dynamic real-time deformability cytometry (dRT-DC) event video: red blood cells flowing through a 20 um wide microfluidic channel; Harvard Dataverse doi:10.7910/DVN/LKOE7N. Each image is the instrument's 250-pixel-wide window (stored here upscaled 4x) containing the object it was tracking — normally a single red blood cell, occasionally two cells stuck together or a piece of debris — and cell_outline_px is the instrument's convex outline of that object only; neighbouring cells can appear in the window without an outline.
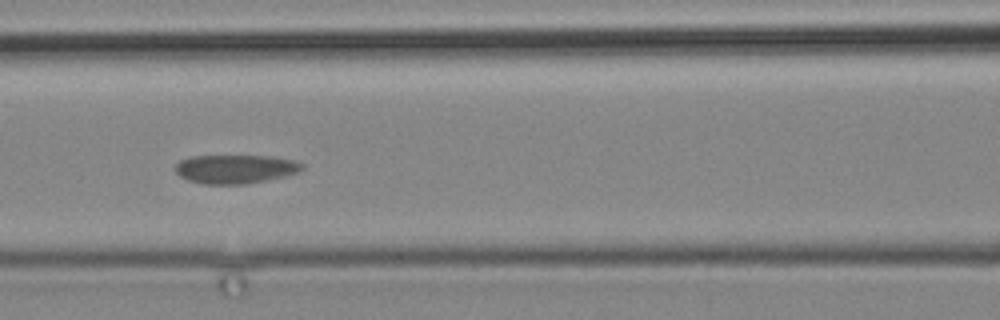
{"species": "common noctule bat (a hibernating species)", "species_latin": "Nyctalus noctula", "temperature_condition": "cold", "stored_images_in_passage": 4, "camera_frame_rate_fps": 3000, "um_per_image_px": 0.085, "animal": {"sex": "male", "body_mass_g": 19.2, "forearm_length_mm": 51.8}, "frame": {"image": 1, "passage_image": 3, "time_ms": 2.333, "image_size_px": [1000, 320], "cell_outline_px": [[304, 168], [300, 172], [284, 176], [244, 184], [204, 184], [188, 180], [180, 176], [176, 172], [176, 164], [180, 160], [192, 156], [272, 156], [292, 160], [304, 164]], "centroid_in_image_um": [20.01, 14.36], "position_along_channel_um": 146.6, "area_um2": 21.15}}
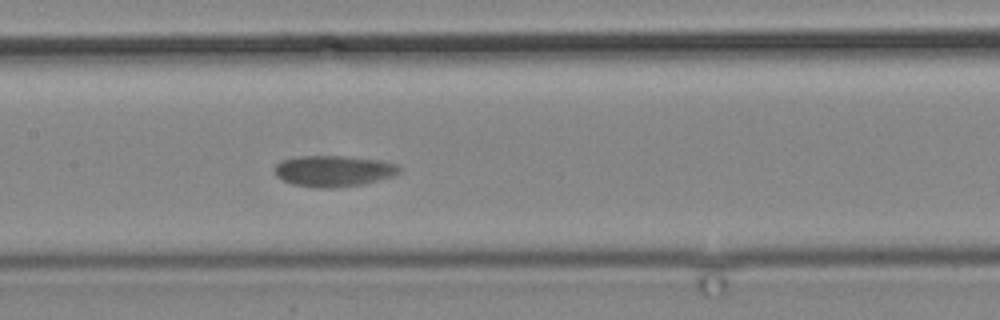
{"frame": {"image": 2, "passage_image": 4, "time_ms": 3.333, "image_size_px": [1000, 320], "cell_outline_px": [[404, 168], [400, 172], [392, 176], [364, 184], [332, 188], [316, 188], [292, 184], [276, 176], [276, 164], [280, 160], [300, 156], [344, 156], [380, 160], [396, 164]], "centroid_in_image_um": [28.38, 14.53], "position_along_channel_um": 179.0, "area_um2": 22.66}}